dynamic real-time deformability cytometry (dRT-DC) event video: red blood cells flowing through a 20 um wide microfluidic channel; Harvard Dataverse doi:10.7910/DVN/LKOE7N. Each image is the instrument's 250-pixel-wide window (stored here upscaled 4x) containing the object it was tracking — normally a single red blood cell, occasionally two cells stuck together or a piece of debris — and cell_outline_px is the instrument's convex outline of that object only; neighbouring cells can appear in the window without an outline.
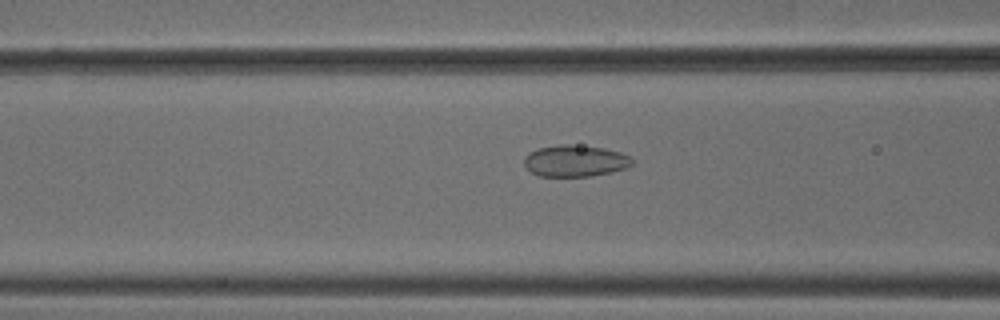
{"species": "common noctule bat (a hibernating species)", "species_latin": "Nyctalus noctula", "temperature_condition": "cold", "stored_images_in_passage": 28, "camera_frame_rate_fps": 3000, "um_per_image_px": 0.085, "animal": {"sex": "male", "body_mass_g": 18.8}, "frame": {"image": 1, "passage_image": 21, "time_ms": 6.667, "image_size_px": [1000, 320], "cell_outline_px": [[632, 164], [628, 168], [612, 172], [592, 176], [540, 176], [532, 172], [524, 164], [524, 156], [528, 152], [540, 148], [560, 144], [568, 144], [604, 148], [620, 152], [628, 156], [632, 160]], "centroid_in_image_um": [48.89, 13.67], "position_along_channel_um": 117.7, "area_um2": 19.83}}
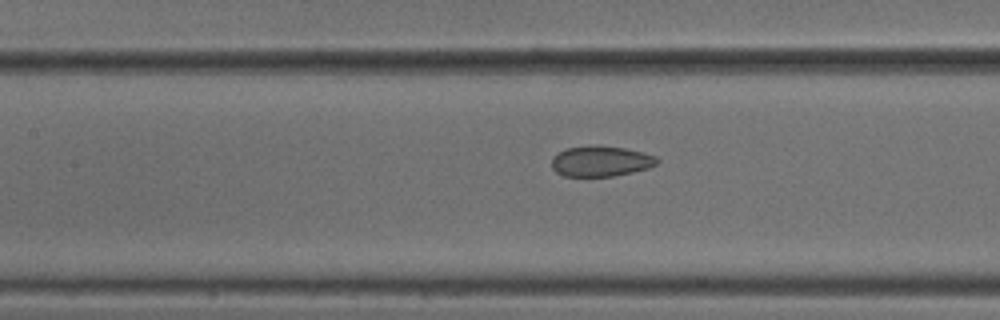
{"frame": {"image": 2, "passage_image": 24, "time_ms": 7.667, "image_size_px": [1000, 320], "cell_outline_px": [[660, 160], [656, 164], [648, 168], [632, 172], [612, 176], [564, 176], [556, 172], [552, 168], [552, 156], [568, 148], [592, 144], [624, 148], [656, 156]], "centroid_in_image_um": [51.05, 13.69], "position_along_channel_um": 156.3, "area_um2": 18.73}}
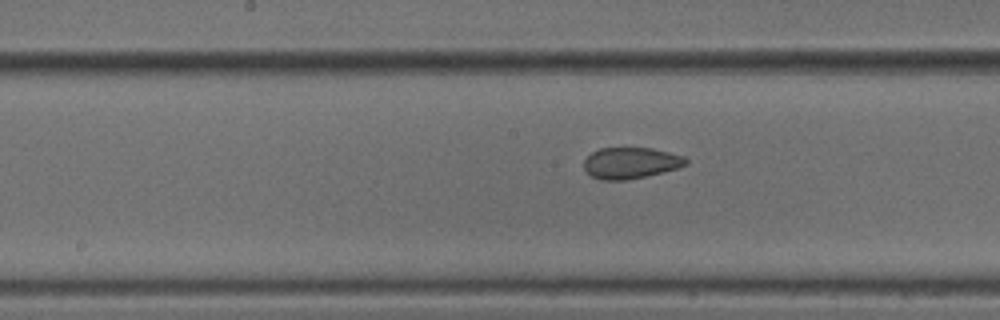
{"frame": {"image": 3, "passage_image": 27, "time_ms": 8.667, "image_size_px": [1000, 320], "cell_outline_px": [[688, 164], [680, 168], [664, 172], [628, 180], [600, 180], [592, 176], [584, 168], [584, 160], [592, 152], [600, 148], [652, 148], [684, 156], [688, 160]], "centroid_in_image_um": [53.64, 13.86], "position_along_channel_um": 194.6, "area_um2": 18.67}}